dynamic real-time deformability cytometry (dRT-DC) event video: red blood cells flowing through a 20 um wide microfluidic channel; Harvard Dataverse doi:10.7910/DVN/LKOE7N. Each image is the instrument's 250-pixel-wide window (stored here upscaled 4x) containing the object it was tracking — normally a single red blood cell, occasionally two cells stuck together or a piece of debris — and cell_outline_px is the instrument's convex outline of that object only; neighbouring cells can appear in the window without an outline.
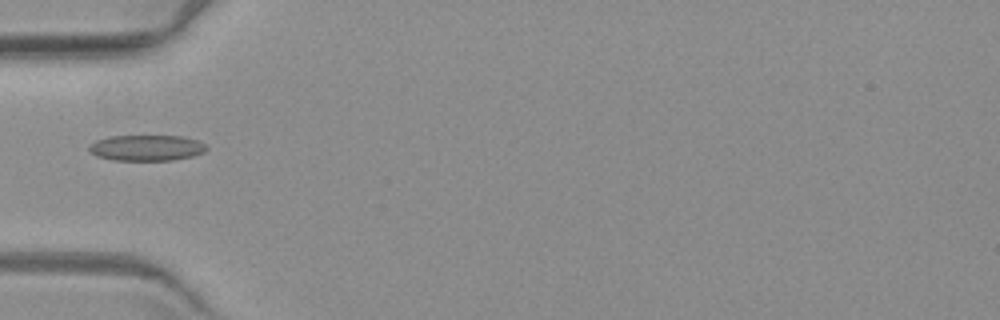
{"species": "common noctule bat (a hibernating species)", "species_latin": "Nyctalus noctula", "temperature_condition": "warm", "stored_images_in_passage": 6, "camera_frame_rate_fps": 3000, "um_per_image_px": 0.085, "animal": {"sex": "female", "body_mass_g": 19.3, "forearm_length_mm": 54.1}, "frame": {"image": 1, "passage_image": 6, "time_ms": 6.0, "image_size_px": [1000, 320], "cell_outline_px": [[208, 148], [204, 152], [192, 156], [172, 160], [112, 160], [96, 156], [88, 148], [96, 140], [108, 136], [184, 136], [208, 144]], "centroid_in_image_um": [12.49, 12.56], "position_along_channel_um": 72.5, "area_um2": 17.69}}